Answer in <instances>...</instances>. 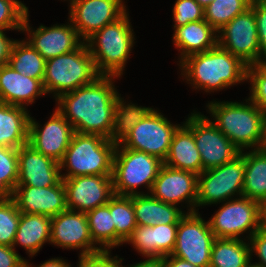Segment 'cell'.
<instances>
[{"instance_id":"obj_22","label":"cell","mask_w":266,"mask_h":267,"mask_svg":"<svg viewBox=\"0 0 266 267\" xmlns=\"http://www.w3.org/2000/svg\"><path fill=\"white\" fill-rule=\"evenodd\" d=\"M178 224L137 225L124 243L132 244L146 258L171 255L176 245Z\"/></svg>"},{"instance_id":"obj_5","label":"cell","mask_w":266,"mask_h":267,"mask_svg":"<svg viewBox=\"0 0 266 267\" xmlns=\"http://www.w3.org/2000/svg\"><path fill=\"white\" fill-rule=\"evenodd\" d=\"M117 143L97 134L75 132L59 162L61 178L75 176L112 175Z\"/></svg>"},{"instance_id":"obj_36","label":"cell","mask_w":266,"mask_h":267,"mask_svg":"<svg viewBox=\"0 0 266 267\" xmlns=\"http://www.w3.org/2000/svg\"><path fill=\"white\" fill-rule=\"evenodd\" d=\"M18 170V149L0 146V201L12 199Z\"/></svg>"},{"instance_id":"obj_8","label":"cell","mask_w":266,"mask_h":267,"mask_svg":"<svg viewBox=\"0 0 266 267\" xmlns=\"http://www.w3.org/2000/svg\"><path fill=\"white\" fill-rule=\"evenodd\" d=\"M245 158L242 154L221 166L204 170L198 175L197 207L220 204L241 197L244 187ZM239 195V196H238Z\"/></svg>"},{"instance_id":"obj_37","label":"cell","mask_w":266,"mask_h":267,"mask_svg":"<svg viewBox=\"0 0 266 267\" xmlns=\"http://www.w3.org/2000/svg\"><path fill=\"white\" fill-rule=\"evenodd\" d=\"M20 217L13 199L0 201V245H13Z\"/></svg>"},{"instance_id":"obj_4","label":"cell","mask_w":266,"mask_h":267,"mask_svg":"<svg viewBox=\"0 0 266 267\" xmlns=\"http://www.w3.org/2000/svg\"><path fill=\"white\" fill-rule=\"evenodd\" d=\"M126 11L119 19L96 31L85 42L100 75L121 77L135 44Z\"/></svg>"},{"instance_id":"obj_24","label":"cell","mask_w":266,"mask_h":267,"mask_svg":"<svg viewBox=\"0 0 266 267\" xmlns=\"http://www.w3.org/2000/svg\"><path fill=\"white\" fill-rule=\"evenodd\" d=\"M172 39L174 46L180 51L179 63L190 55L205 52L218 45V33L205 19L176 27Z\"/></svg>"},{"instance_id":"obj_29","label":"cell","mask_w":266,"mask_h":267,"mask_svg":"<svg viewBox=\"0 0 266 267\" xmlns=\"http://www.w3.org/2000/svg\"><path fill=\"white\" fill-rule=\"evenodd\" d=\"M245 158L242 197L260 204L266 199V148L242 151Z\"/></svg>"},{"instance_id":"obj_41","label":"cell","mask_w":266,"mask_h":267,"mask_svg":"<svg viewBox=\"0 0 266 267\" xmlns=\"http://www.w3.org/2000/svg\"><path fill=\"white\" fill-rule=\"evenodd\" d=\"M260 48V63L266 62V0H252Z\"/></svg>"},{"instance_id":"obj_10","label":"cell","mask_w":266,"mask_h":267,"mask_svg":"<svg viewBox=\"0 0 266 267\" xmlns=\"http://www.w3.org/2000/svg\"><path fill=\"white\" fill-rule=\"evenodd\" d=\"M181 124H172L159 110L152 108L119 142L124 148L166 159L174 132Z\"/></svg>"},{"instance_id":"obj_2","label":"cell","mask_w":266,"mask_h":267,"mask_svg":"<svg viewBox=\"0 0 266 267\" xmlns=\"http://www.w3.org/2000/svg\"><path fill=\"white\" fill-rule=\"evenodd\" d=\"M187 84L206 93L227 89L247 81L248 65L219 45L202 53L190 55L180 63Z\"/></svg>"},{"instance_id":"obj_32","label":"cell","mask_w":266,"mask_h":267,"mask_svg":"<svg viewBox=\"0 0 266 267\" xmlns=\"http://www.w3.org/2000/svg\"><path fill=\"white\" fill-rule=\"evenodd\" d=\"M86 214L91 238L101 250L115 248V224L110 213V200Z\"/></svg>"},{"instance_id":"obj_13","label":"cell","mask_w":266,"mask_h":267,"mask_svg":"<svg viewBox=\"0 0 266 267\" xmlns=\"http://www.w3.org/2000/svg\"><path fill=\"white\" fill-rule=\"evenodd\" d=\"M218 45L247 65L260 63L257 25L251 7L218 31Z\"/></svg>"},{"instance_id":"obj_14","label":"cell","mask_w":266,"mask_h":267,"mask_svg":"<svg viewBox=\"0 0 266 267\" xmlns=\"http://www.w3.org/2000/svg\"><path fill=\"white\" fill-rule=\"evenodd\" d=\"M69 20L86 41L96 31L119 19L126 11L123 0H69Z\"/></svg>"},{"instance_id":"obj_47","label":"cell","mask_w":266,"mask_h":267,"mask_svg":"<svg viewBox=\"0 0 266 267\" xmlns=\"http://www.w3.org/2000/svg\"><path fill=\"white\" fill-rule=\"evenodd\" d=\"M24 267H33V265L29 264V262L25 260ZM37 267H72V266L71 264L66 262V260H63V258L58 257V258H51Z\"/></svg>"},{"instance_id":"obj_21","label":"cell","mask_w":266,"mask_h":267,"mask_svg":"<svg viewBox=\"0 0 266 267\" xmlns=\"http://www.w3.org/2000/svg\"><path fill=\"white\" fill-rule=\"evenodd\" d=\"M12 199L21 213L54 217L67 210L66 190L62 180L55 186L43 188L16 186Z\"/></svg>"},{"instance_id":"obj_18","label":"cell","mask_w":266,"mask_h":267,"mask_svg":"<svg viewBox=\"0 0 266 267\" xmlns=\"http://www.w3.org/2000/svg\"><path fill=\"white\" fill-rule=\"evenodd\" d=\"M50 244L62 249L80 248V256L102 251L91 238L86 214L68 209L51 217Z\"/></svg>"},{"instance_id":"obj_15","label":"cell","mask_w":266,"mask_h":267,"mask_svg":"<svg viewBox=\"0 0 266 267\" xmlns=\"http://www.w3.org/2000/svg\"><path fill=\"white\" fill-rule=\"evenodd\" d=\"M29 11L27 12L23 24L22 32L28 33L26 41L36 49L41 56L48 60L63 54H67L78 49L85 41L79 36L73 24L53 25L46 27L40 25L36 30L32 29L29 23Z\"/></svg>"},{"instance_id":"obj_50","label":"cell","mask_w":266,"mask_h":267,"mask_svg":"<svg viewBox=\"0 0 266 267\" xmlns=\"http://www.w3.org/2000/svg\"><path fill=\"white\" fill-rule=\"evenodd\" d=\"M198 4L204 9L206 8L211 2L215 0H196Z\"/></svg>"},{"instance_id":"obj_28","label":"cell","mask_w":266,"mask_h":267,"mask_svg":"<svg viewBox=\"0 0 266 267\" xmlns=\"http://www.w3.org/2000/svg\"><path fill=\"white\" fill-rule=\"evenodd\" d=\"M51 217L39 214L21 213L18 229L12 247L20 244L29 256L33 257L42 249L44 243H50Z\"/></svg>"},{"instance_id":"obj_27","label":"cell","mask_w":266,"mask_h":267,"mask_svg":"<svg viewBox=\"0 0 266 267\" xmlns=\"http://www.w3.org/2000/svg\"><path fill=\"white\" fill-rule=\"evenodd\" d=\"M29 118L27 108L0 102V146L19 149L28 144Z\"/></svg>"},{"instance_id":"obj_34","label":"cell","mask_w":266,"mask_h":267,"mask_svg":"<svg viewBox=\"0 0 266 267\" xmlns=\"http://www.w3.org/2000/svg\"><path fill=\"white\" fill-rule=\"evenodd\" d=\"M151 109V107L126 103L118 94L115 101L114 128L110 140L119 143Z\"/></svg>"},{"instance_id":"obj_51","label":"cell","mask_w":266,"mask_h":267,"mask_svg":"<svg viewBox=\"0 0 266 267\" xmlns=\"http://www.w3.org/2000/svg\"><path fill=\"white\" fill-rule=\"evenodd\" d=\"M246 267H263V266H261V265H259V264H256V263H252L251 261L247 264V266Z\"/></svg>"},{"instance_id":"obj_46","label":"cell","mask_w":266,"mask_h":267,"mask_svg":"<svg viewBox=\"0 0 266 267\" xmlns=\"http://www.w3.org/2000/svg\"><path fill=\"white\" fill-rule=\"evenodd\" d=\"M163 261H164V267H197L182 258L175 257L172 255L163 257Z\"/></svg>"},{"instance_id":"obj_11","label":"cell","mask_w":266,"mask_h":267,"mask_svg":"<svg viewBox=\"0 0 266 267\" xmlns=\"http://www.w3.org/2000/svg\"><path fill=\"white\" fill-rule=\"evenodd\" d=\"M193 112L184 124L193 132L196 147L201 155L203 171L230 162L241 154L210 118L201 112Z\"/></svg>"},{"instance_id":"obj_43","label":"cell","mask_w":266,"mask_h":267,"mask_svg":"<svg viewBox=\"0 0 266 267\" xmlns=\"http://www.w3.org/2000/svg\"><path fill=\"white\" fill-rule=\"evenodd\" d=\"M248 241H250L251 261L253 253H256L254 255L259 258V261L255 263L266 267V227L262 226Z\"/></svg>"},{"instance_id":"obj_26","label":"cell","mask_w":266,"mask_h":267,"mask_svg":"<svg viewBox=\"0 0 266 267\" xmlns=\"http://www.w3.org/2000/svg\"><path fill=\"white\" fill-rule=\"evenodd\" d=\"M137 225L155 226L157 224H178L187 213L180 206L162 202L151 194L132 195Z\"/></svg>"},{"instance_id":"obj_20","label":"cell","mask_w":266,"mask_h":267,"mask_svg":"<svg viewBox=\"0 0 266 267\" xmlns=\"http://www.w3.org/2000/svg\"><path fill=\"white\" fill-rule=\"evenodd\" d=\"M18 182L16 186L38 188L57 185L61 180L59 162L26 144L18 149Z\"/></svg>"},{"instance_id":"obj_6","label":"cell","mask_w":266,"mask_h":267,"mask_svg":"<svg viewBox=\"0 0 266 267\" xmlns=\"http://www.w3.org/2000/svg\"><path fill=\"white\" fill-rule=\"evenodd\" d=\"M101 76L86 42L78 49L46 60L43 86L55 99L94 82Z\"/></svg>"},{"instance_id":"obj_31","label":"cell","mask_w":266,"mask_h":267,"mask_svg":"<svg viewBox=\"0 0 266 267\" xmlns=\"http://www.w3.org/2000/svg\"><path fill=\"white\" fill-rule=\"evenodd\" d=\"M8 64L19 73L35 79H43L46 60L26 40L12 44Z\"/></svg>"},{"instance_id":"obj_19","label":"cell","mask_w":266,"mask_h":267,"mask_svg":"<svg viewBox=\"0 0 266 267\" xmlns=\"http://www.w3.org/2000/svg\"><path fill=\"white\" fill-rule=\"evenodd\" d=\"M198 175L162 165L150 194L156 199L173 205L187 204V213L195 212Z\"/></svg>"},{"instance_id":"obj_42","label":"cell","mask_w":266,"mask_h":267,"mask_svg":"<svg viewBox=\"0 0 266 267\" xmlns=\"http://www.w3.org/2000/svg\"><path fill=\"white\" fill-rule=\"evenodd\" d=\"M111 257L110 250H102L95 254L79 255L77 267H125L122 266V258Z\"/></svg>"},{"instance_id":"obj_17","label":"cell","mask_w":266,"mask_h":267,"mask_svg":"<svg viewBox=\"0 0 266 267\" xmlns=\"http://www.w3.org/2000/svg\"><path fill=\"white\" fill-rule=\"evenodd\" d=\"M74 133L73 126L57 109L43 127L32 116L29 118L28 144L57 162L63 159Z\"/></svg>"},{"instance_id":"obj_16","label":"cell","mask_w":266,"mask_h":267,"mask_svg":"<svg viewBox=\"0 0 266 267\" xmlns=\"http://www.w3.org/2000/svg\"><path fill=\"white\" fill-rule=\"evenodd\" d=\"M62 181L68 210L87 213L107 204L114 195L112 175L75 176Z\"/></svg>"},{"instance_id":"obj_49","label":"cell","mask_w":266,"mask_h":267,"mask_svg":"<svg viewBox=\"0 0 266 267\" xmlns=\"http://www.w3.org/2000/svg\"><path fill=\"white\" fill-rule=\"evenodd\" d=\"M261 221L262 225L266 227V199L261 203Z\"/></svg>"},{"instance_id":"obj_30","label":"cell","mask_w":266,"mask_h":267,"mask_svg":"<svg viewBox=\"0 0 266 267\" xmlns=\"http://www.w3.org/2000/svg\"><path fill=\"white\" fill-rule=\"evenodd\" d=\"M246 239L215 238L209 267H246L251 261Z\"/></svg>"},{"instance_id":"obj_3","label":"cell","mask_w":266,"mask_h":267,"mask_svg":"<svg viewBox=\"0 0 266 267\" xmlns=\"http://www.w3.org/2000/svg\"><path fill=\"white\" fill-rule=\"evenodd\" d=\"M250 101V102H249ZM212 123L242 152L266 145V117L249 98L246 102L211 101L206 105Z\"/></svg>"},{"instance_id":"obj_44","label":"cell","mask_w":266,"mask_h":267,"mask_svg":"<svg viewBox=\"0 0 266 267\" xmlns=\"http://www.w3.org/2000/svg\"><path fill=\"white\" fill-rule=\"evenodd\" d=\"M25 260L12 246L0 245V267H24Z\"/></svg>"},{"instance_id":"obj_39","label":"cell","mask_w":266,"mask_h":267,"mask_svg":"<svg viewBox=\"0 0 266 267\" xmlns=\"http://www.w3.org/2000/svg\"><path fill=\"white\" fill-rule=\"evenodd\" d=\"M28 7L19 0H0V30H22Z\"/></svg>"},{"instance_id":"obj_38","label":"cell","mask_w":266,"mask_h":267,"mask_svg":"<svg viewBox=\"0 0 266 267\" xmlns=\"http://www.w3.org/2000/svg\"><path fill=\"white\" fill-rule=\"evenodd\" d=\"M247 81L251 84L249 100L256 104L266 117V62L248 65Z\"/></svg>"},{"instance_id":"obj_1","label":"cell","mask_w":266,"mask_h":267,"mask_svg":"<svg viewBox=\"0 0 266 267\" xmlns=\"http://www.w3.org/2000/svg\"><path fill=\"white\" fill-rule=\"evenodd\" d=\"M116 76H99L94 82L64 93L56 99V109L81 134H97L110 139L114 128Z\"/></svg>"},{"instance_id":"obj_23","label":"cell","mask_w":266,"mask_h":267,"mask_svg":"<svg viewBox=\"0 0 266 267\" xmlns=\"http://www.w3.org/2000/svg\"><path fill=\"white\" fill-rule=\"evenodd\" d=\"M46 95L43 79L27 77L9 64L0 67V102L26 108L35 99Z\"/></svg>"},{"instance_id":"obj_9","label":"cell","mask_w":266,"mask_h":267,"mask_svg":"<svg viewBox=\"0 0 266 267\" xmlns=\"http://www.w3.org/2000/svg\"><path fill=\"white\" fill-rule=\"evenodd\" d=\"M210 218L209 225L216 238L241 239L240 235L249 233V238L263 225L261 204L247 197H239L222 203ZM247 231V232H246Z\"/></svg>"},{"instance_id":"obj_45","label":"cell","mask_w":266,"mask_h":267,"mask_svg":"<svg viewBox=\"0 0 266 267\" xmlns=\"http://www.w3.org/2000/svg\"><path fill=\"white\" fill-rule=\"evenodd\" d=\"M5 31L0 30V67L8 64L10 50L15 39L6 36Z\"/></svg>"},{"instance_id":"obj_40","label":"cell","mask_w":266,"mask_h":267,"mask_svg":"<svg viewBox=\"0 0 266 267\" xmlns=\"http://www.w3.org/2000/svg\"><path fill=\"white\" fill-rule=\"evenodd\" d=\"M172 12L174 29L189 22L204 20V9L196 0H176Z\"/></svg>"},{"instance_id":"obj_33","label":"cell","mask_w":266,"mask_h":267,"mask_svg":"<svg viewBox=\"0 0 266 267\" xmlns=\"http://www.w3.org/2000/svg\"><path fill=\"white\" fill-rule=\"evenodd\" d=\"M110 213L115 224V247L123 245L137 226L132 195L114 194L110 198Z\"/></svg>"},{"instance_id":"obj_12","label":"cell","mask_w":266,"mask_h":267,"mask_svg":"<svg viewBox=\"0 0 266 267\" xmlns=\"http://www.w3.org/2000/svg\"><path fill=\"white\" fill-rule=\"evenodd\" d=\"M215 238L209 221L199 212L186 213L178 223L176 245L171 255L197 267H209Z\"/></svg>"},{"instance_id":"obj_48","label":"cell","mask_w":266,"mask_h":267,"mask_svg":"<svg viewBox=\"0 0 266 267\" xmlns=\"http://www.w3.org/2000/svg\"><path fill=\"white\" fill-rule=\"evenodd\" d=\"M128 267H164L163 258H148L145 261H140Z\"/></svg>"},{"instance_id":"obj_35","label":"cell","mask_w":266,"mask_h":267,"mask_svg":"<svg viewBox=\"0 0 266 267\" xmlns=\"http://www.w3.org/2000/svg\"><path fill=\"white\" fill-rule=\"evenodd\" d=\"M252 0H215L204 8V19L218 32L250 8Z\"/></svg>"},{"instance_id":"obj_25","label":"cell","mask_w":266,"mask_h":267,"mask_svg":"<svg viewBox=\"0 0 266 267\" xmlns=\"http://www.w3.org/2000/svg\"><path fill=\"white\" fill-rule=\"evenodd\" d=\"M163 164L196 175L203 172L201 155L196 147L193 132L184 123L174 132L168 155Z\"/></svg>"},{"instance_id":"obj_7","label":"cell","mask_w":266,"mask_h":267,"mask_svg":"<svg viewBox=\"0 0 266 267\" xmlns=\"http://www.w3.org/2000/svg\"><path fill=\"white\" fill-rule=\"evenodd\" d=\"M163 161L142 151L124 148L117 143L113 159V191L117 195L144 194L138 187H147L149 193ZM137 189V190H136Z\"/></svg>"}]
</instances>
